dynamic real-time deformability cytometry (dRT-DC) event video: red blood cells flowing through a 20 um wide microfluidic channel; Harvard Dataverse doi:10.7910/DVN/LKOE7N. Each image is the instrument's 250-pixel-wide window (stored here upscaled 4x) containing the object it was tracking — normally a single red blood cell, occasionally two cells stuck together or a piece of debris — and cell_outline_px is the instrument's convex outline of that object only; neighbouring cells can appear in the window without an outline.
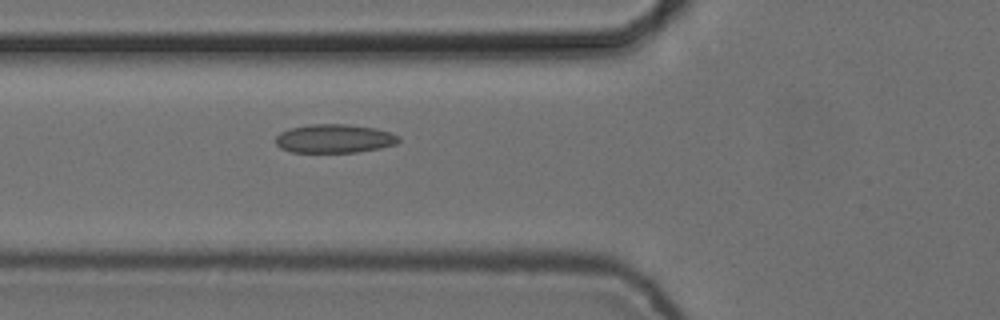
{"species": "common noctule bat (a hibernating species)", "species_latin": "Nyctalus noctula", "temperature_condition": "cold", "stored_images_in_passage": 6, "camera_frame_rate_fps": 3000, "um_per_image_px": 0.085, "animal": {"sex": "female", "body_mass_g": 24.6, "forearm_length_mm": 56.2}, "frame": {"image": 1, "passage_image": 6, "time_ms": 1.667, "image_size_px": [1000, 320], "cell_outline_px": [[400, 140], [396, 144], [380, 148], [356, 152], [292, 152], [280, 148], [276, 144], [276, 136], [280, 132], [288, 128], [312, 124], [344, 124], [376, 128], [400, 136]], "centroid_in_image_um": [28.41, 11.78], "position_along_channel_um": 97.4, "area_um2": 20.58}}